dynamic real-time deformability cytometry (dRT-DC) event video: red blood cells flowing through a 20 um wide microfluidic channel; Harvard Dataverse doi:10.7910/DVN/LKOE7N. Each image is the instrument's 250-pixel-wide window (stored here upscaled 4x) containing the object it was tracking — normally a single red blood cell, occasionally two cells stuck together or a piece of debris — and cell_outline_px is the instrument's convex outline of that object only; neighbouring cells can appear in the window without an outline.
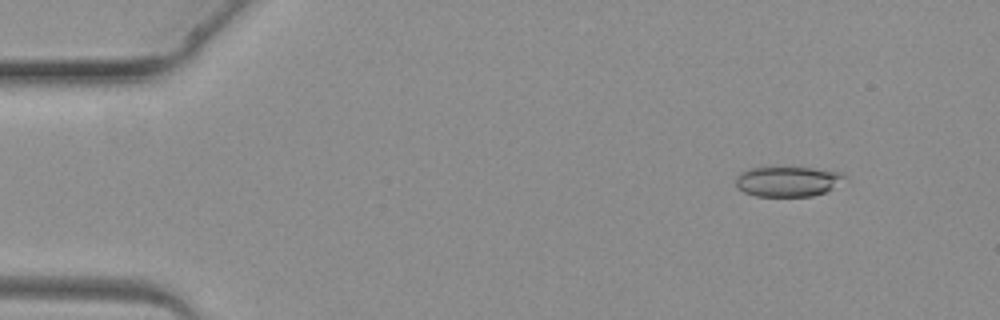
{"species": "common noctule bat (a hibernating species)", "species_latin": "Nyctalus noctula", "temperature_condition": "warm", "stored_images_in_passage": 4, "camera_frame_rate_fps": 3000, "um_per_image_px": 0.085, "animal": {"sex": "female", "body_mass_g": 19.3, "forearm_length_mm": 54.1}, "frame": {"image": 1, "passage_image": 2, "time_ms": 1.333, "image_size_px": [1000, 320], "cell_outline_px": [[848, 176], [832, 188], [824, 192], [812, 196], [756, 196], [744, 192], [736, 184], [736, 176], [740, 172], [752, 168], [812, 168], [844, 172]], "centroid_in_image_um": [66.98, 15.42], "position_along_channel_um": 18.0, "area_um2": 18.9}}
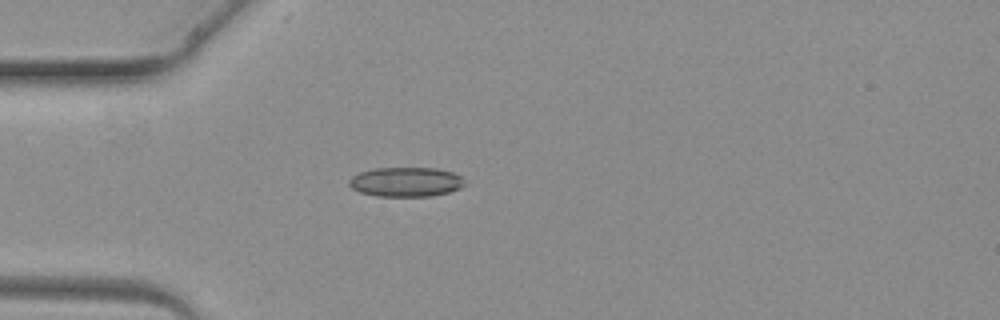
{"frame": {"image": 2, "passage_image": 4, "time_ms": 3.667, "image_size_px": [1000, 320], "cell_outline_px": [[464, 184], [460, 188], [448, 192], [432, 196], [376, 196], [360, 192], [352, 188], [348, 184], [348, 180], [352, 176], [360, 172], [372, 168], [436, 168], [452, 172], [460, 176], [464, 180]], "centroid_in_image_um": [34.47, 15.46], "position_along_channel_um": 50.5, "area_um2": 19.88}}